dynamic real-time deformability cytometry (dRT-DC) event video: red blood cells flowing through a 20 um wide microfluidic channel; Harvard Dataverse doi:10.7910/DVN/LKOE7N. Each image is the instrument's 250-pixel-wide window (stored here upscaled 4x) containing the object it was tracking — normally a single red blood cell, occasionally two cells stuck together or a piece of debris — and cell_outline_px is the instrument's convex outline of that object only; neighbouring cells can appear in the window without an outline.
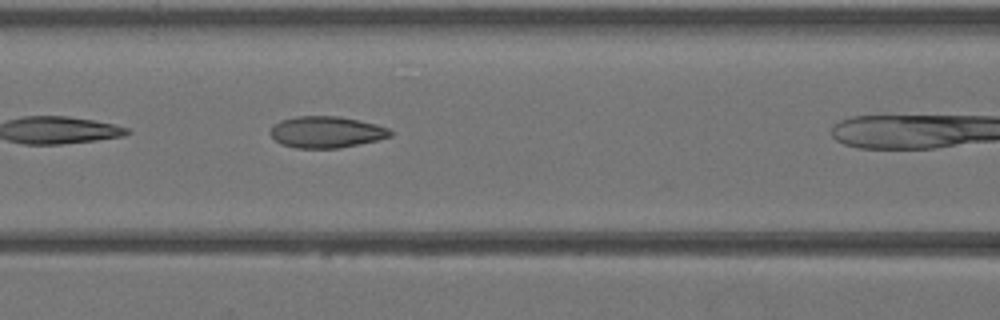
{"species": "Egyptian fruit bat (a non-hibernating species)", "species_latin": "Rousettus aegyptiacus", "temperature_condition": "warm", "stored_images_in_passage": 8, "camera_frame_rate_fps": 3000, "um_per_image_px": 0.085, "animal": {"sex": "female"}, "frame": {"image": 1, "passage_image": 7, "time_ms": 2.0, "image_size_px": [1000, 320], "cell_outline_px": [[392, 136], [360, 144], [340, 148], [296, 148], [280, 144], [268, 132], [272, 124], [280, 120], [296, 116], [340, 116], [360, 120], [376, 124], [388, 128], [392, 132]], "centroid_in_image_um": [27.71, 11.22], "position_along_channel_um": 138.9, "area_um2": 22.25}}